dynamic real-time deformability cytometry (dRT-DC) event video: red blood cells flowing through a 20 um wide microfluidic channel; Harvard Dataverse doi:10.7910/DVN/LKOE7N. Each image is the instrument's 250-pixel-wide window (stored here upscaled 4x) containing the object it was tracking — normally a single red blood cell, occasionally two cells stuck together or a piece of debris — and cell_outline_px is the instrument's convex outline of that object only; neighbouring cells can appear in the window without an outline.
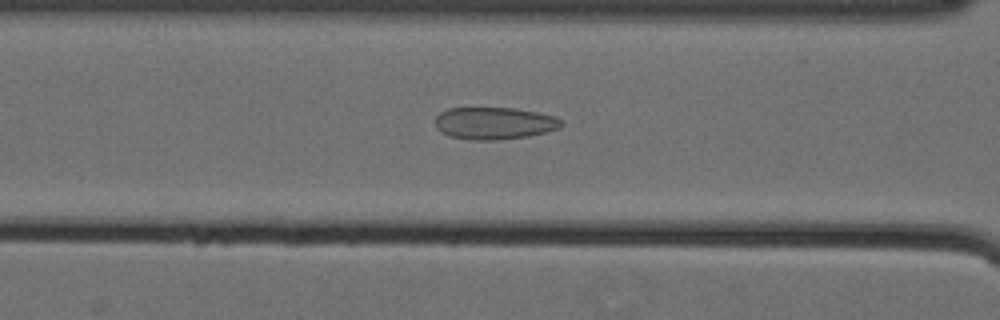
{"species": "Egyptian fruit bat (a non-hibernating species)", "species_latin": "Rousettus aegyptiacus", "temperature_condition": "cold", "stored_images_in_passage": 60, "camera_frame_rate_fps": 3000, "um_per_image_px": 0.085, "animal": {"sex": "female"}, "frame": {"image": 1, "passage_image": 28, "time_ms": 9.0, "image_size_px": [1000, 320], "cell_outline_px": [[564, 124], [560, 128], [528, 136], [496, 140], [472, 140], [452, 136], [440, 132], [436, 128], [436, 116], [440, 112], [448, 108], [516, 108], [556, 116]], "centroid_in_image_um": [42.01, 10.47], "position_along_channel_um": 124.6, "area_um2": 23.64}}
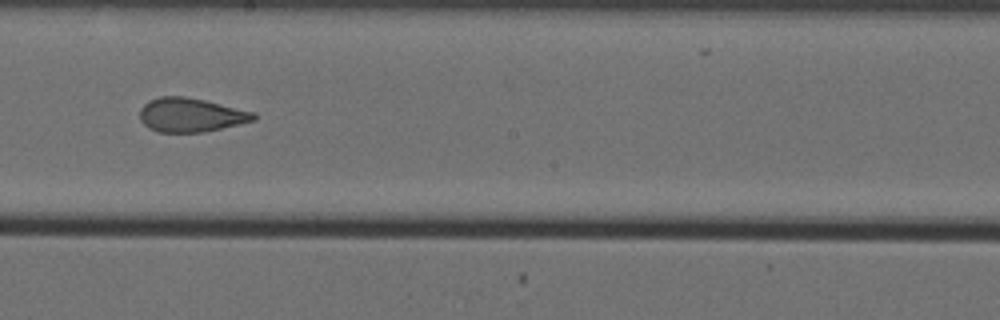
{"frame": {"image": 2, "passage_image": 37, "time_ms": 12.0, "image_size_px": [1000, 320], "cell_outline_px": [[256, 120], [240, 124], [204, 132], [160, 132], [148, 128], [140, 120], [140, 108], [148, 100], [160, 96], [184, 96], [204, 100], [256, 112]], "centroid_in_image_um": [16.22, 9.77], "position_along_channel_um": 232.0, "area_um2": 22.66}}
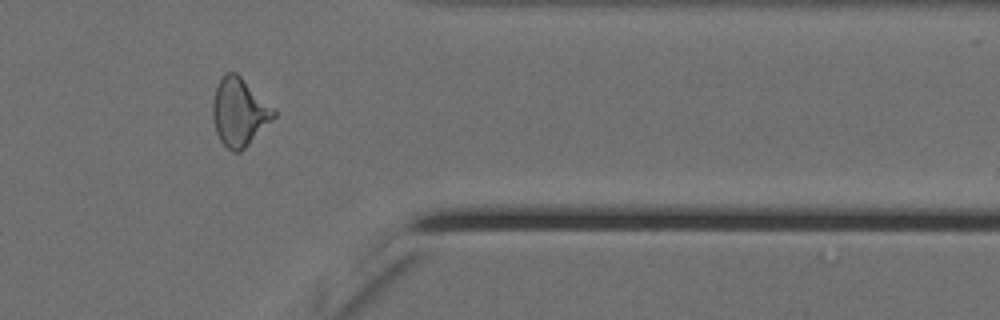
{"frame": {"image": 3, "passage_image": 51, "time_ms": 16.667, "image_size_px": [1000, 320], "cell_outline_px": [[276, 116], [240, 152], [232, 152], [220, 140], [216, 132], [212, 120], [212, 100], [216, 88], [224, 72], [236, 72], [276, 108]], "centroid_in_image_um": [20.34, 9.5], "position_along_channel_um": 391.1, "area_um2": 24.28}, "authors_computed_cell_mechanics": {"area_um2": 24.8251, "velocity_mm_per_s": 3.5722, "shape_relaxation_time_tau1_ms": null, "shape_relaxation_time_tau2_ms": 1.4621, "deformation_change_tau1": null, "deformation_change_tau2": 0.0882}}